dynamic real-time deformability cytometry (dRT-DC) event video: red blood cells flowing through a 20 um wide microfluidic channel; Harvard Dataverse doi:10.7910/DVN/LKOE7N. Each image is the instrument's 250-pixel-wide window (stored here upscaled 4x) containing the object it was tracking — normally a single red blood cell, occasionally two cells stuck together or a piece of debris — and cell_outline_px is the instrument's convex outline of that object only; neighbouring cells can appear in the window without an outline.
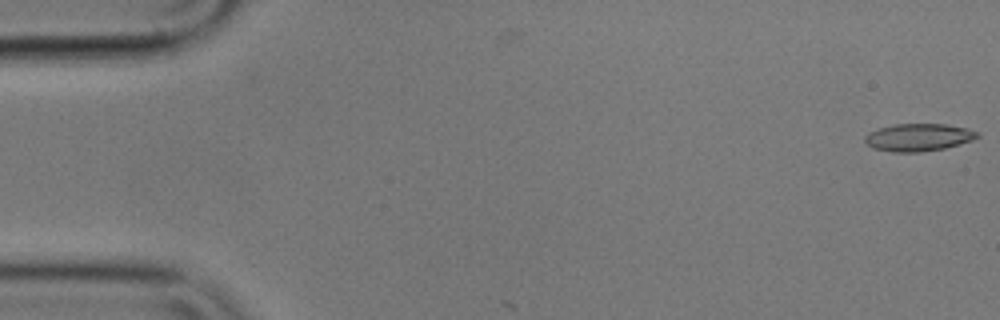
{"species": "common noctule bat (a hibernating species)", "species_latin": "Nyctalus noctula", "temperature_condition": "cold", "stored_images_in_passage": 2, "camera_frame_rate_fps": 3000, "um_per_image_px": 0.085, "animal": {"sex": "male", "body_mass_g": 17.9}, "frame": {"image": 1, "passage_image": 2, "time_ms": 0.333, "image_size_px": [1000, 320], "cell_outline_px": [[980, 136], [972, 140], [944, 148], [920, 152], [892, 152], [872, 148], [864, 140], [864, 136], [868, 132], [880, 128], [896, 124], [944, 124], [968, 128], [976, 132]], "centroid_in_image_um": [78.04, 11.67], "position_along_channel_um": 7.0, "area_um2": 17.92}}